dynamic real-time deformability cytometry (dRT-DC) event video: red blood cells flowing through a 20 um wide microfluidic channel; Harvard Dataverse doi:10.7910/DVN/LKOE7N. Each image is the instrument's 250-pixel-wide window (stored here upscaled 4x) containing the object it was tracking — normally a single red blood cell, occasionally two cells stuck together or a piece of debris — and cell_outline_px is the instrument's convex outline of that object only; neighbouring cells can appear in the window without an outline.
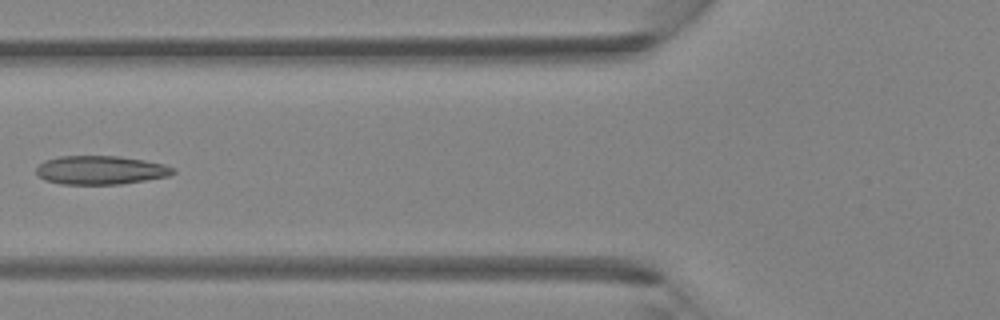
{"species": "Egyptian fruit bat (a non-hibernating species)", "species_latin": "Rousettus aegyptiacus", "temperature_condition": "room temperature", "stored_images_in_passage": 6, "camera_frame_rate_fps": 3000, "um_per_image_px": 0.085, "animal": {"sex": "female"}, "frame": {"image": 1, "passage_image": 6, "time_ms": 1.667, "image_size_px": [1000, 320], "cell_outline_px": [[176, 172], [168, 176], [120, 184], [60, 184], [44, 180], [36, 172], [36, 168], [44, 160], [60, 156], [120, 156], [144, 160], [164, 164], [176, 168]], "centroid_in_image_um": [8.55, 14.45], "position_along_channel_um": 117.2, "area_um2": 22.89}}